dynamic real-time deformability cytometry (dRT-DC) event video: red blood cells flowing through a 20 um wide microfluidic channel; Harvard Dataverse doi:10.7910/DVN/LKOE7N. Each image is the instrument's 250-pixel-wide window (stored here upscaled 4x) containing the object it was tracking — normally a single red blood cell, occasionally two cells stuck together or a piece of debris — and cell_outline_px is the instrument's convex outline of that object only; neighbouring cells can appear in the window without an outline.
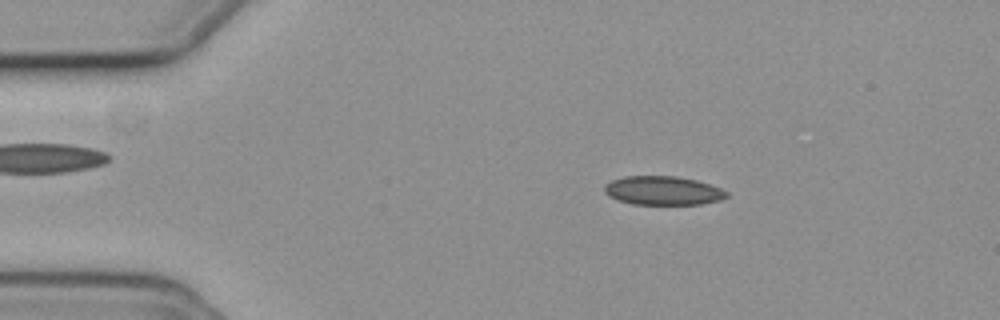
{"species": "common noctule bat (a hibernating species)", "species_latin": "Nyctalus noctula", "temperature_condition": "cold", "stored_images_in_passage": 46, "camera_frame_rate_fps": 3000, "um_per_image_px": 0.085, "animal": {"sex": "female", "body_mass_g": 19.3, "forearm_length_mm": 54.1}, "frame": {"image": 1, "passage_image": 9, "time_ms": 2.667, "image_size_px": [1000, 320], "cell_outline_px": [[728, 196], [720, 200], [700, 204], [632, 204], [608, 196], [604, 192], [604, 184], [612, 180], [624, 176], [676, 176], [696, 180], [720, 188], [728, 192]], "centroid_in_image_um": [56.33, 16.19], "position_along_channel_um": 28.7, "area_um2": 20.46}}
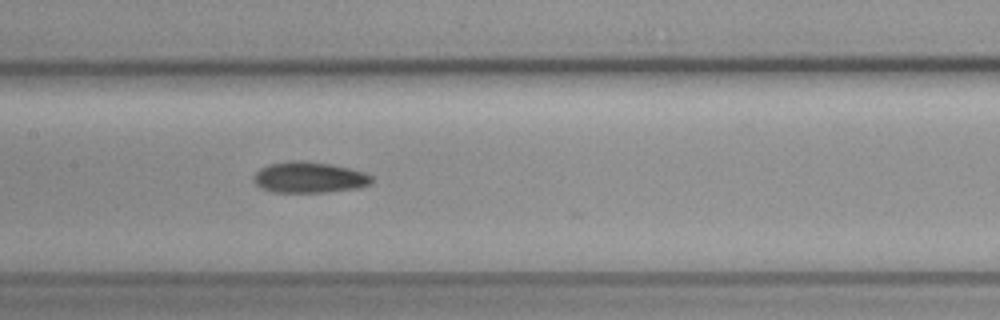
{"frame": {"image": 2, "passage_image": 26, "time_ms": 8.333, "image_size_px": [1000, 320], "cell_outline_px": [[372, 184], [356, 188], [328, 192], [272, 192], [260, 188], [252, 180], [252, 176], [260, 168], [272, 164], [292, 160], [300, 160], [328, 164], [348, 168], [364, 172], [372, 176]], "centroid_in_image_um": [26.26, 15.09], "position_along_channel_um": 181.1, "area_um2": 21.27}}
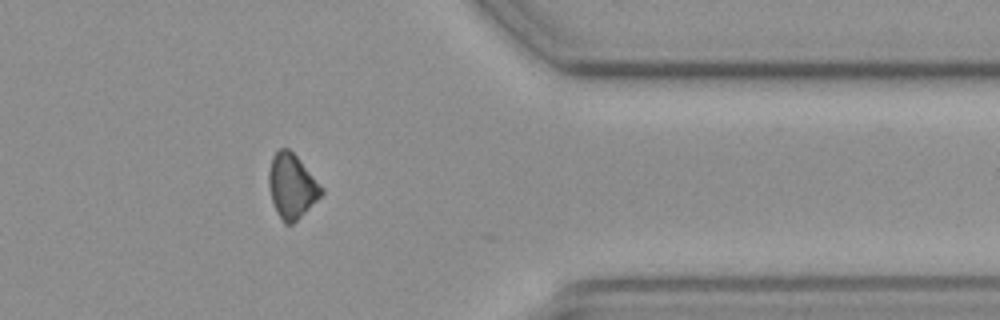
{"frame": {"image": 3, "passage_image": 44, "time_ms": 14.333, "image_size_px": [1000, 320], "cell_outline_px": [[324, 192], [292, 224], [284, 224], [276, 212], [268, 188], [268, 172], [272, 156], [280, 148], [288, 148], [296, 156], [324, 188]], "centroid_in_image_um": [24.77, 15.81], "position_along_channel_um": 386.6, "area_um2": 19.54}, "authors_computed_cell_mechanics": {"area_um2": 20.7791, "velocity_mm_per_s": 3.7232, "shape_relaxation_time_tau1_ms": 6.5648, "shape_relaxation_time_tau2_ms": null, "deformation_change_tau1": 0.0733, "deformation_change_tau2": null}}